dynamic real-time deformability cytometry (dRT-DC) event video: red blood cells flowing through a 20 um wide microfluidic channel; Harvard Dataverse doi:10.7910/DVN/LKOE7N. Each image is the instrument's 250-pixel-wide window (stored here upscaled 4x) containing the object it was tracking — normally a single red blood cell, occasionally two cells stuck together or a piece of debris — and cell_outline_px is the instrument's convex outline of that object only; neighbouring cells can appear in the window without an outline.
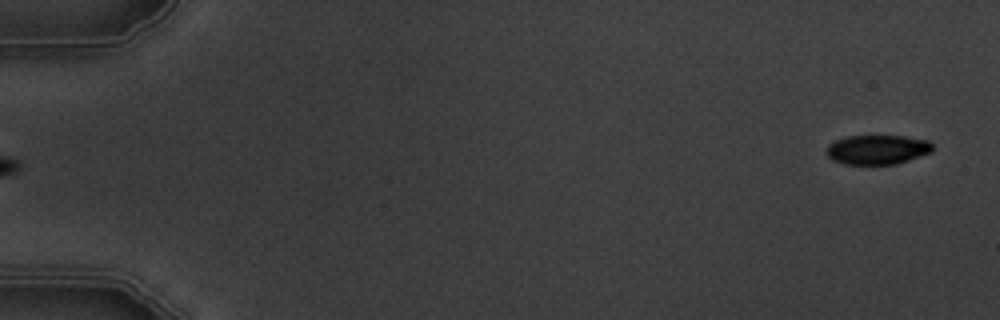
{"species": "common noctule bat (a hibernating species)", "species_latin": "Nyctalus noctula", "temperature_condition": "warm", "stored_images_in_passage": 6, "camera_frame_rate_fps": 3000, "um_per_image_px": 0.085, "animal": {"sex": "male", "body_mass_g": 19.5, "forearm_length_mm": 54.6}, "frame": {"image": 1, "passage_image": 6, "time_ms": 6.667, "image_size_px": [1000, 320], "cell_outline_px": [[932, 152], [896, 164], [844, 164], [832, 160], [828, 156], [828, 144], [836, 140], [848, 136], [904, 136], [928, 140], [932, 144]], "centroid_in_image_um": [74.59, 12.72], "position_along_channel_um": 10.4, "area_um2": 18.09}}